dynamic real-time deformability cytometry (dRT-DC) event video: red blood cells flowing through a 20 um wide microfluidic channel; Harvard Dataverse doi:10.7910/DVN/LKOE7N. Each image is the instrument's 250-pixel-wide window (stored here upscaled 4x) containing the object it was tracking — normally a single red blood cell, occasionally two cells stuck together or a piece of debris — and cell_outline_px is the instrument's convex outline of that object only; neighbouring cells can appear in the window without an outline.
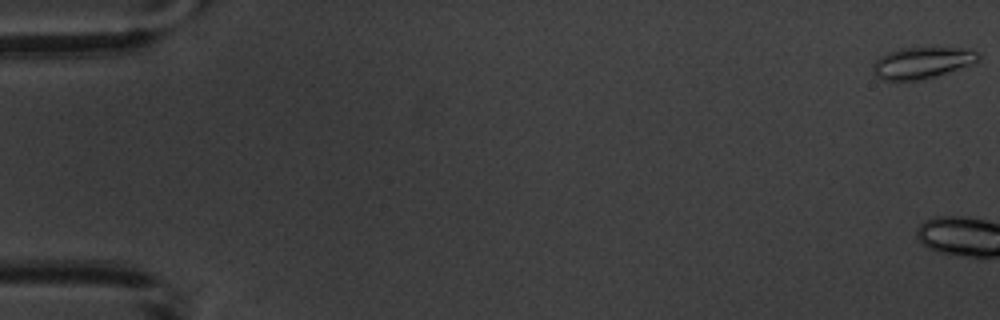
{"species": "common noctule bat (a hibernating species)", "species_latin": "Nyctalus noctula", "temperature_condition": "warm", "stored_images_in_passage": 7, "camera_frame_rate_fps": 3000, "um_per_image_px": 0.085, "animal": {"sex": "male", "body_mass_g": 20.1, "forearm_length_mm": 53.5}, "frame": {"image": 1, "passage_image": 1, "time_ms": 0.0, "image_size_px": [1000, 320], "cell_outline_px": [[980, 56], [976, 60], [968, 64], [936, 76], [924, 80], [880, 80], [872, 72], [872, 64], [880, 56], [888, 52], [900, 48], [960, 48], [980, 52]], "centroid_in_image_um": [78.28, 5.34], "position_along_channel_um": 6.7, "area_um2": 19.07}}
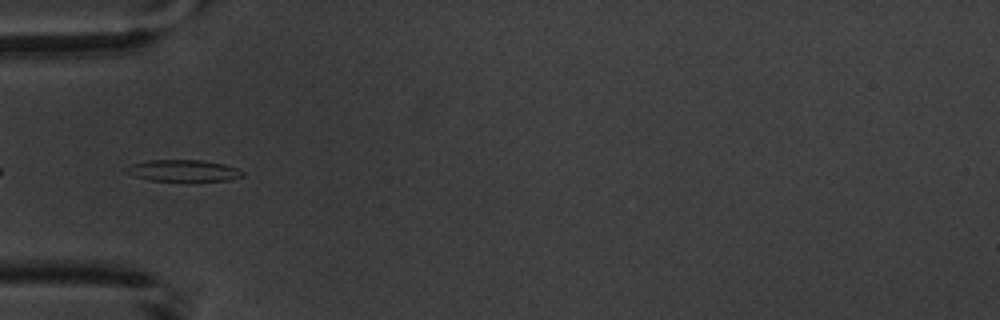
{"frame": {"image": 2, "passage_image": 7, "time_ms": 7.333, "image_size_px": [1000, 320], "cell_outline_px": [[244, 176], [228, 180], [148, 180], [124, 172], [120, 168], [132, 164], [148, 160], [204, 160], [224, 164], [236, 168], [244, 172]], "centroid_in_image_um": [15.53, 14.49], "position_along_channel_um": 69.5, "area_um2": 14.57}}